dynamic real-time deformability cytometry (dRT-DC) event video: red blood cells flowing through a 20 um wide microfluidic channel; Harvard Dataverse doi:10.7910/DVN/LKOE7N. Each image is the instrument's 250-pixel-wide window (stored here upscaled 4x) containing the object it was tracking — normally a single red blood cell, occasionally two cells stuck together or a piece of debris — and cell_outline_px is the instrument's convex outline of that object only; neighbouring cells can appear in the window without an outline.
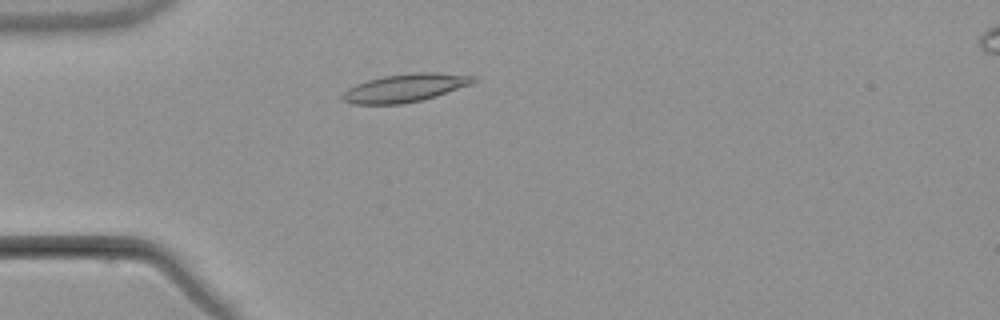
{"species": "common noctule bat (a hibernating species)", "species_latin": "Nyctalus noctula", "temperature_condition": "warm", "stored_images_in_passage": 2, "camera_frame_rate_fps": 3000, "um_per_image_px": 0.085, "animal": {"sex": "male", "body_mass_g": 21.5, "forearm_length_mm": 52.0}, "frame": {"image": 1, "passage_image": 2, "time_ms": 2.0, "image_size_px": [1000, 320], "cell_outline_px": [[476, 80], [472, 84], [424, 100], [400, 104], [352, 104], [340, 100], [340, 96], [348, 88], [356, 84], [368, 80], [384, 76], [412, 72], [436, 72], [476, 76]], "centroid_in_image_um": [34.42, 7.47], "position_along_channel_um": 50.6, "area_um2": 21.62}}